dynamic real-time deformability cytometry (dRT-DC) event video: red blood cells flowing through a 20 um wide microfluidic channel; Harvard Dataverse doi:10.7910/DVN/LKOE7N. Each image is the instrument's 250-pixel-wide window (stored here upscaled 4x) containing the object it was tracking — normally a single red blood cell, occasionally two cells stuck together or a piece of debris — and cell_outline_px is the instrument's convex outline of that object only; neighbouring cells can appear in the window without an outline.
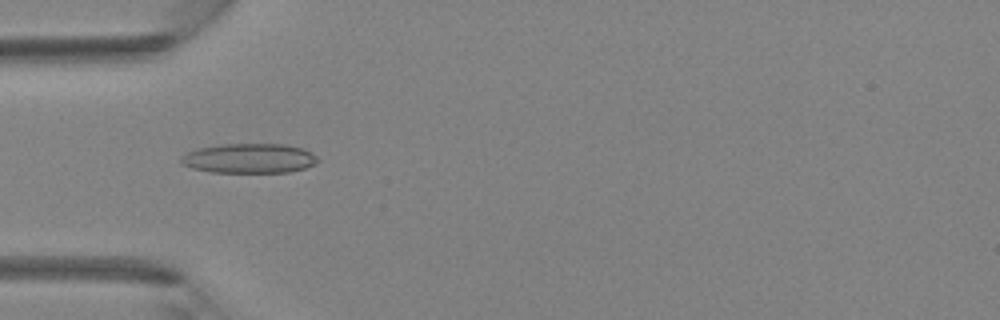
{"species": "Egyptian fruit bat (a non-hibernating species)", "species_latin": "Rousettus aegyptiacus", "temperature_condition": "room temperature", "stored_images_in_passage": 29, "camera_frame_rate_fps": 3000, "um_per_image_px": 0.085, "animal": {"sex": "female"}, "frame": {"image": 1, "passage_image": 1, "time_ms": 0.0, "image_size_px": [1000, 320], "cell_outline_px": [[320, 160], [304, 168], [288, 172], [212, 172], [192, 168], [180, 164], [180, 156], [188, 152], [200, 148], [224, 144], [288, 144], [304, 148], [312, 152]], "centroid_in_image_um": [21.19, 13.45], "position_along_channel_um": 63.8, "area_um2": 23.64}}
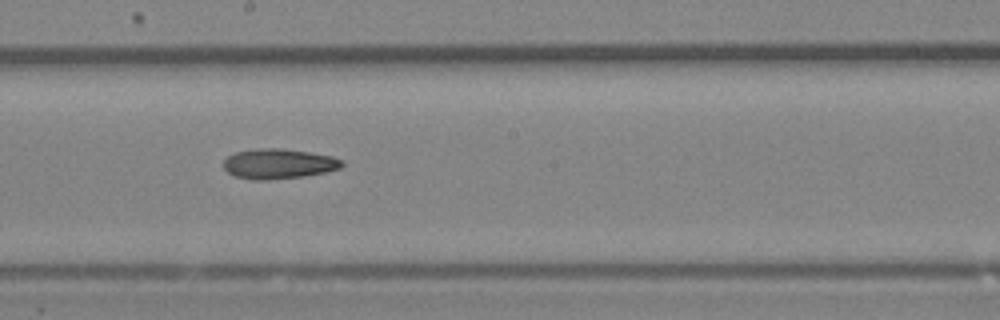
{"frame": {"image": 2, "passage_image": 11, "time_ms": 3.333, "image_size_px": [1000, 320], "cell_outline_px": [[344, 164], [340, 168], [324, 172], [304, 176], [264, 180], [252, 180], [236, 176], [228, 172], [224, 168], [224, 160], [228, 156], [236, 152], [260, 148], [280, 148], [308, 152], [332, 156], [344, 160]], "centroid_in_image_um": [23.69, 13.92], "position_along_channel_um": 224.5, "area_um2": 20.58}}
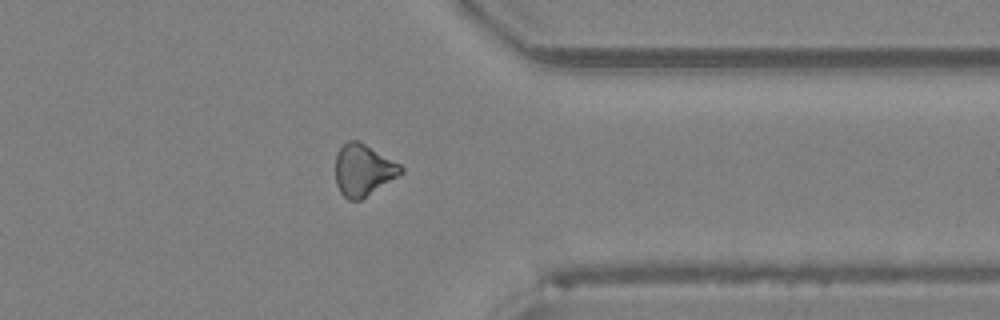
{"frame": {"image": 3, "passage_image": 21, "time_ms": 6.667, "image_size_px": [1000, 320], "cell_outline_px": [[404, 172], [360, 200], [348, 200], [340, 192], [336, 184], [336, 152], [348, 140], [356, 140], [364, 144], [400, 164], [404, 168]], "centroid_in_image_um": [30.86, 14.46], "position_along_channel_um": 380.5, "area_um2": 19.42}}